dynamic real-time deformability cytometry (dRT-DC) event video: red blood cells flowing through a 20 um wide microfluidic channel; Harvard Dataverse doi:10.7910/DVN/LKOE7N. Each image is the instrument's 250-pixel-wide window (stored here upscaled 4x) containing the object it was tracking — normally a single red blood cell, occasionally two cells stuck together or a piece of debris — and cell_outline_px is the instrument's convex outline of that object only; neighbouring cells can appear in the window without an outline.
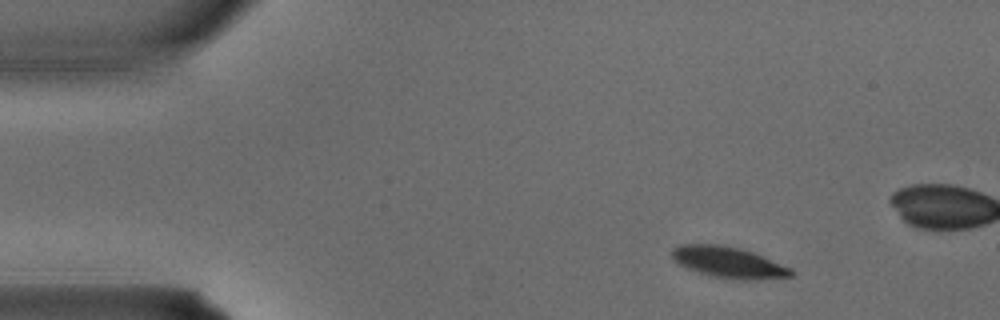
{"species": "common noctule bat (a hibernating species)", "species_latin": "Nyctalus noctula", "temperature_condition": "warm", "stored_images_in_passage": 3, "camera_frame_rate_fps": 3000, "um_per_image_px": 0.085, "animal": {"sex": "male", "body_mass_g": 15.6}, "frame": {"image": 1, "passage_image": 1, "time_ms": 0.0, "image_size_px": [1000, 320], "cell_outline_px": [[796, 272], [792, 276], [748, 280], [716, 276], [700, 272], [688, 268], [680, 264], [672, 256], [672, 248], [680, 244], [720, 244], [740, 248], [752, 252], [792, 268]], "centroid_in_image_um": [61.95, 22.27], "position_along_channel_um": 23.0, "area_um2": 21.15}}